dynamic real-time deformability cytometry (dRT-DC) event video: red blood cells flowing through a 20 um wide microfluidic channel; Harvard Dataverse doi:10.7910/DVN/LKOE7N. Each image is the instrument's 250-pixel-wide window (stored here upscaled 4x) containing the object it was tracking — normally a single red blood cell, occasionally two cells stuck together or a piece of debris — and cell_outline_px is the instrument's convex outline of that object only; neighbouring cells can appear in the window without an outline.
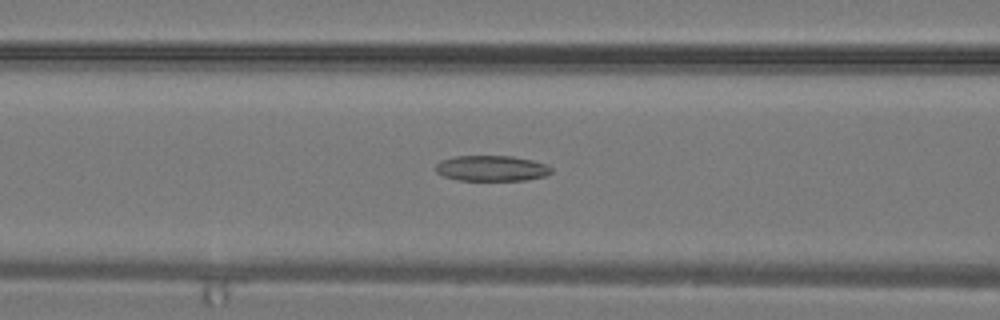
{"species": "common noctule bat (a hibernating species)", "species_latin": "Nyctalus noctula", "temperature_condition": "warm", "stored_images_in_passage": 23, "camera_frame_rate_fps": 3000, "um_per_image_px": 0.085, "animal": {"sex": "male", "body_mass_g": 19.2, "forearm_length_mm": 51.8}, "frame": {"image": 1, "passage_image": 5, "time_ms": 1.333, "image_size_px": [1000, 320], "cell_outline_px": [[552, 172], [544, 176], [524, 180], [460, 180], [444, 176], [436, 172], [436, 164], [440, 160], [452, 156], [512, 156], [532, 160], [548, 164], [552, 168]], "centroid_in_image_um": [41.79, 14.29], "position_along_channel_um": 124.8, "area_um2": 17.28}}
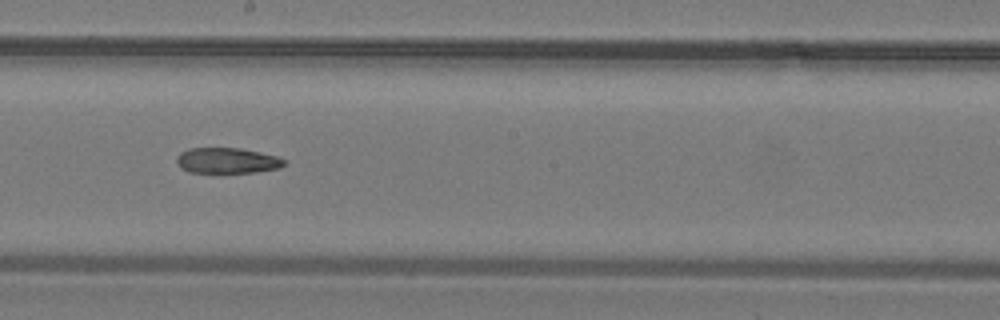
{"frame": {"image": 2, "passage_image": 10, "time_ms": 3.0, "image_size_px": [1000, 320], "cell_outline_px": [[288, 164], [280, 168], [256, 172], [188, 172], [180, 168], [176, 164], [176, 156], [180, 152], [188, 148], [240, 148], [260, 152], [276, 156], [288, 160]], "centroid_in_image_um": [19.32, 13.64], "position_along_channel_um": 228.9, "area_um2": 16.3}}
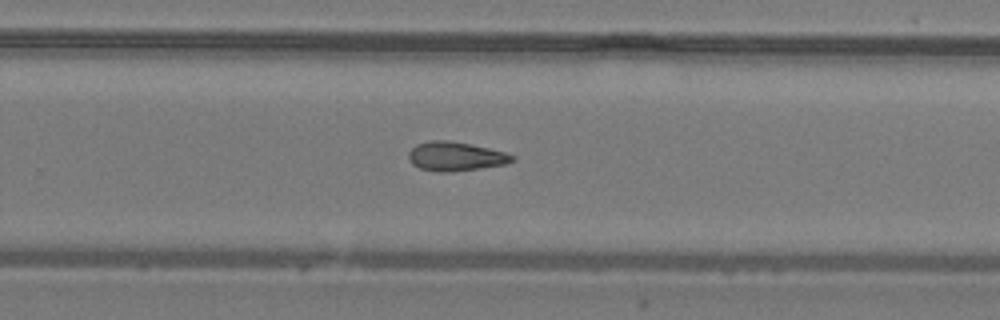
{"frame": {"image": 3, "passage_image": 13, "time_ms": 4.0, "image_size_px": [1000, 320], "cell_outline_px": [[516, 156], [512, 160], [504, 164], [452, 172], [440, 172], [420, 168], [412, 164], [408, 156], [408, 152], [416, 144], [432, 140], [448, 140], [508, 152]], "centroid_in_image_um": [38.7, 13.29], "position_along_channel_um": 291.1, "area_um2": 17.4}}